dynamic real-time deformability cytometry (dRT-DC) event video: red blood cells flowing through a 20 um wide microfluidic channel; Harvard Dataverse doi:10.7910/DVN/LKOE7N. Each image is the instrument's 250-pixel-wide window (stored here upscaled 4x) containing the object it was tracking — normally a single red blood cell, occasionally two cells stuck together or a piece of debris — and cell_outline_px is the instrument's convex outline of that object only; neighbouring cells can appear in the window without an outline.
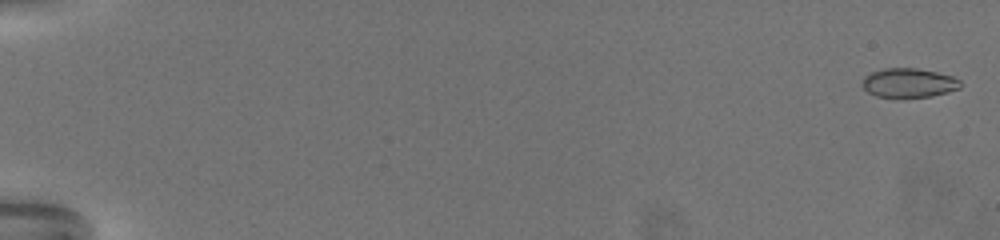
{"species": "common noctule bat (a hibernating species)", "species_latin": "Nyctalus noctula", "temperature_condition": "warm", "stored_images_in_passage": 72, "camera_frame_rate_fps": 3000, "um_per_image_px": 0.085, "animal": {"sex": "female", "body_mass_g": 19.5, "forearm_length_mm": 54.1}, "frame": {"image": 1, "passage_image": 2, "time_ms": 0.333, "image_size_px": [1000, 240], "cell_outline_px": [[960, 88], [948, 92], [932, 96], [876, 96], [868, 92], [860, 84], [860, 80], [864, 76], [872, 72], [884, 68], [916, 68], [936, 72], [952, 76], [960, 80]], "centroid_in_image_um": [77.21, 7.02], "position_along_channel_um": 7.8, "area_um2": 16.53}}
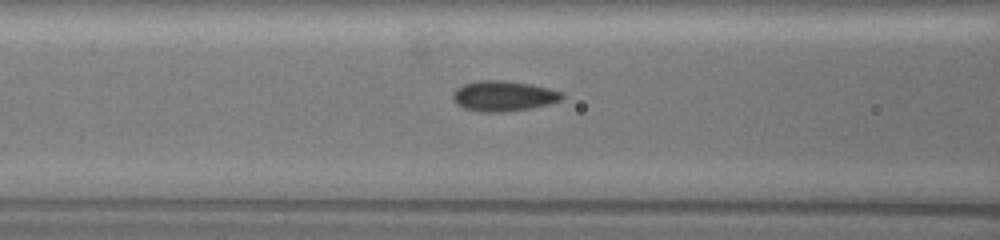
{"frame": {"image": 2, "passage_image": 34, "time_ms": 11.0, "image_size_px": [1000, 240], "cell_outline_px": [[564, 96], [560, 100], [548, 104], [528, 108], [504, 112], [480, 112], [464, 108], [456, 104], [452, 100], [452, 92], [456, 88], [464, 84], [480, 80], [500, 80], [528, 84], [548, 88], [560, 92]], "centroid_in_image_um": [42.72, 8.16], "position_along_channel_um": 123.9, "area_um2": 19.13}}
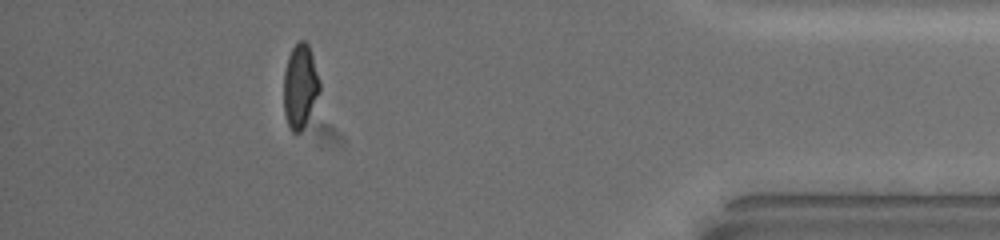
{"frame": {"image": 3, "passage_image": 66, "time_ms": 21.667, "image_size_px": [1000, 240], "cell_outline_px": [[320, 88], [304, 124], [300, 132], [292, 132], [288, 124], [284, 112], [284, 72], [288, 56], [292, 48], [300, 40], [304, 40], [308, 44], [320, 80]], "centroid_in_image_um": [25.49, 7.28], "position_along_channel_um": 409.7, "area_um2": 17.05}, "authors_computed_cell_mechanics": {"area_um2": 17.7735, "velocity_mm_per_s": 3.0542, "shape_relaxation_time_tau1_ms": 8.512, "shape_relaxation_time_tau2_ms": 0.9298, "deformation_change_tau1": 0.2212, "deformation_change_tau2": 0.0666}}